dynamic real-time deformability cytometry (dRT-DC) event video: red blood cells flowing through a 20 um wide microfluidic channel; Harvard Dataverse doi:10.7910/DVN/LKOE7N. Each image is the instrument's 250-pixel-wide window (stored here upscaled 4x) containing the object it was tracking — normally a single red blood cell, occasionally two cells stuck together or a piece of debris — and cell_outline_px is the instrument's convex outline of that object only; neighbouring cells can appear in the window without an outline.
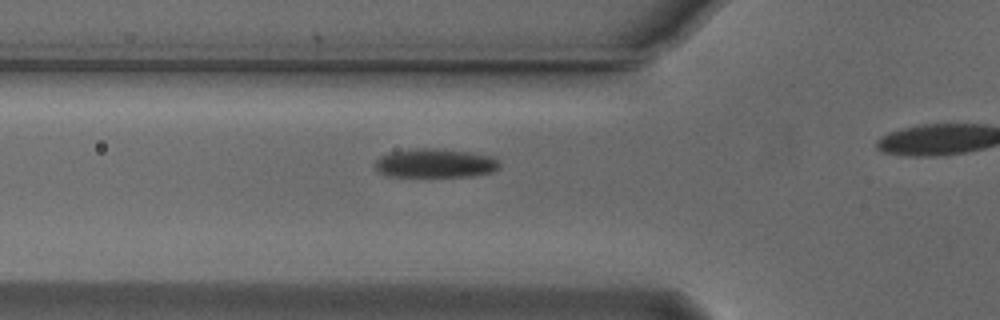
{"species": "Egyptian fruit bat (a non-hibernating species)", "species_latin": "Rousettus aegyptiacus", "temperature_condition": "cold", "stored_images_in_passage": 19, "camera_frame_rate_fps": 3000, "um_per_image_px": 0.085, "animal": {"sex": "male"}, "frame": {"image": 1, "passage_image": 14, "time_ms": 4.333, "image_size_px": [1000, 320], "cell_outline_px": [[500, 168], [492, 172], [472, 176], [388, 176], [380, 172], [376, 168], [376, 160], [380, 156], [388, 152], [416, 148], [436, 148], [468, 152], [492, 156], [500, 160]], "centroid_in_image_um": [37.02, 13.86], "position_along_channel_um": 88.8, "area_um2": 21.04}}